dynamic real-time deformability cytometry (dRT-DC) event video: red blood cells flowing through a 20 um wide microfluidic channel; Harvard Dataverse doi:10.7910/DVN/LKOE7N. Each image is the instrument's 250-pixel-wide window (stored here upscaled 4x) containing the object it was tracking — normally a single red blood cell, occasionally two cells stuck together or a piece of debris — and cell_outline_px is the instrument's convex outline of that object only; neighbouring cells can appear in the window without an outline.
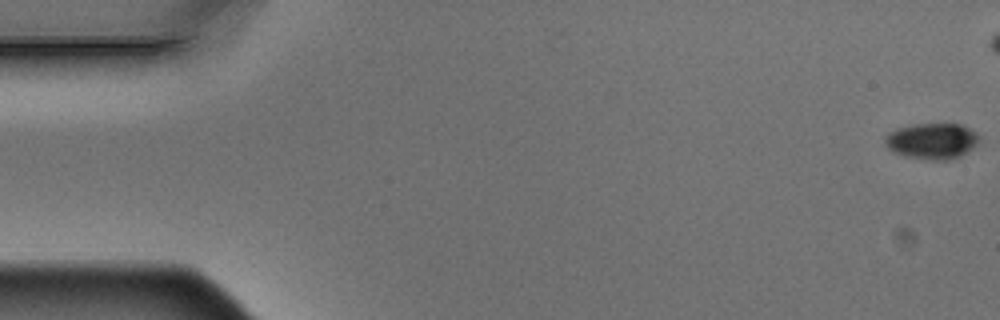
{"species": "Egyptian fruit bat (a non-hibernating species)", "species_latin": "Rousettus aegyptiacus", "temperature_condition": "warm", "stored_images_in_passage": 7, "segment_of_instrument_passage": [1, 2], "camera_frame_rate_fps": 3000, "um_per_image_px": 0.085, "animal": {"sex": "male"}, "frame": {"image": 1, "passage_image": 1, "time_ms": 0.0, "image_size_px": [1000, 320], "cell_outline_px": [[980, 140], [968, 152], [960, 156], [948, 160], [932, 160], [904, 156], [888, 148], [884, 144], [884, 140], [888, 132], [896, 128], [912, 124], [964, 124], [976, 132], [980, 136]], "centroid_in_image_um": [79.23, 11.97], "position_along_channel_um": 5.8, "area_um2": 19.94}}
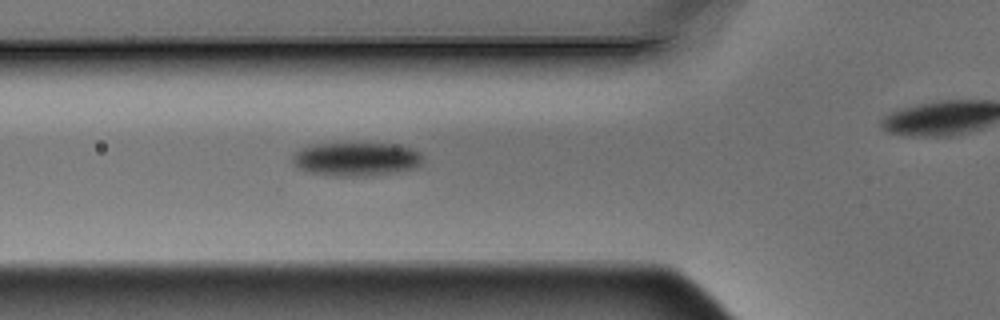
{"frame": {"image": 2, "passage_image": 6, "time_ms": 1.667, "image_size_px": [1000, 320], "cell_outline_px": [[424, 164], [420, 168], [372, 176], [332, 176], [308, 172], [300, 168], [292, 160], [292, 152], [308, 144], [336, 140], [364, 140], [400, 144], [412, 148], [420, 152], [424, 156]], "centroid_in_image_um": [30.32, 13.44], "position_along_channel_um": 95.5, "area_um2": 27.92}}